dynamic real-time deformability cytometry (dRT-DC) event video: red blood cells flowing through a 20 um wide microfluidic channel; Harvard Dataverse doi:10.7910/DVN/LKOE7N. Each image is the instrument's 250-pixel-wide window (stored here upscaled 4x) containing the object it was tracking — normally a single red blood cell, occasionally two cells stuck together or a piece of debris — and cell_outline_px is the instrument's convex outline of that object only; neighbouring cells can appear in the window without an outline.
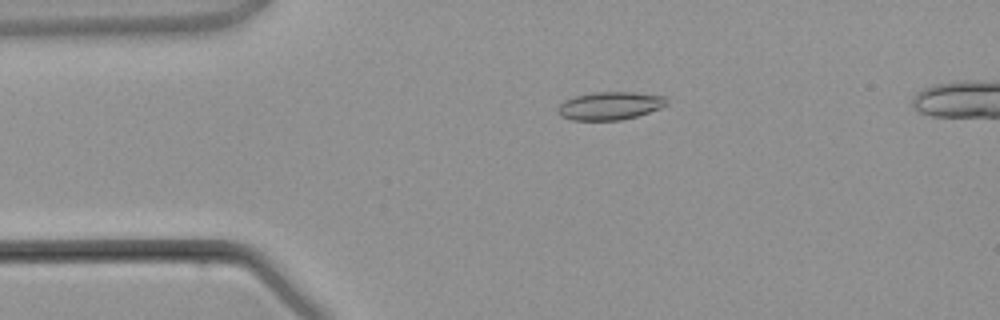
{"species": "common noctule bat (a hibernating species)", "species_latin": "Nyctalus noctula", "temperature_condition": "warm", "stored_images_in_passage": 4, "camera_frame_rate_fps": 3000, "um_per_image_px": 0.085, "animal": {"sex": "male", "body_mass_g": 21.5, "forearm_length_mm": 52.0}, "frame": {"image": 1, "passage_image": 4, "time_ms": 5.333, "image_size_px": [1000, 320], "cell_outline_px": [[668, 104], [660, 108], [636, 116], [620, 120], [572, 120], [560, 116], [556, 108], [564, 100], [576, 96], [596, 92], [632, 92], [664, 96], [668, 100]], "centroid_in_image_um": [51.83, 8.99], "position_along_channel_um": 33.2, "area_um2": 17.69}}